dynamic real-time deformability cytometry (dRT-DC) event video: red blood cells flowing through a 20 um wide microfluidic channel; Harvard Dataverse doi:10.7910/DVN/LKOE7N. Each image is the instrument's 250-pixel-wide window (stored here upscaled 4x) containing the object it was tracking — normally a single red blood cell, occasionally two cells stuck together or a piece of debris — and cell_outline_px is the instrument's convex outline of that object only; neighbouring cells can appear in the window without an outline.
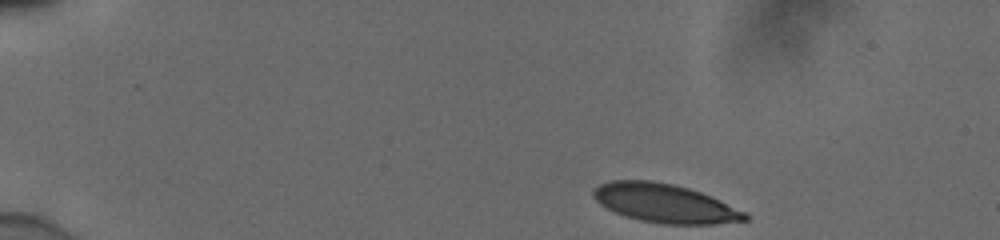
{"species": "human", "species_latin": "Homo sapiens", "temperature_condition": "cold", "stored_images_in_passage": 46, "camera_frame_rate_fps": 3000, "um_per_image_px": 0.085, "donor": {"sex": "male"}, "frame": {"image": 1, "passage_image": 1, "time_ms": 0.0, "image_size_px": [1000, 240], "cell_outline_px": [[748, 220], [716, 224], [664, 224], [640, 220], [624, 216], [600, 204], [592, 196], [592, 188], [608, 180], [652, 180], [672, 184], [688, 188], [712, 196], [744, 212], [748, 216]], "centroid_in_image_um": [56.47, 17.27], "position_along_channel_um": 28.5, "area_um2": 34.22}}
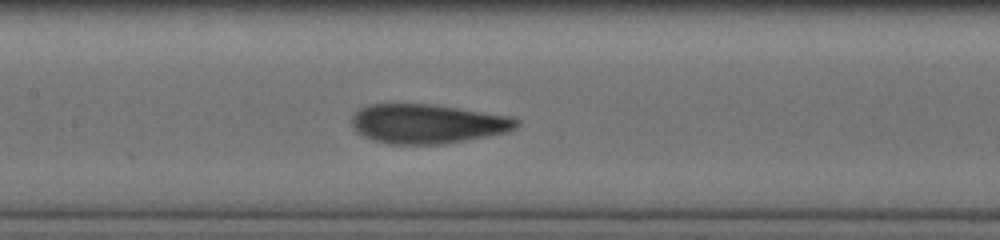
{"frame": {"image": 2, "passage_image": 20, "time_ms": 6.333, "image_size_px": [1000, 240], "cell_outline_px": [[520, 124], [516, 128], [508, 132], [488, 136], [444, 144], [388, 144], [372, 140], [356, 132], [352, 124], [352, 116], [360, 108], [372, 104], [428, 104], [512, 116], [520, 120]], "centroid_in_image_um": [36.36, 10.53], "position_along_channel_um": 171.0, "area_um2": 37.8}}
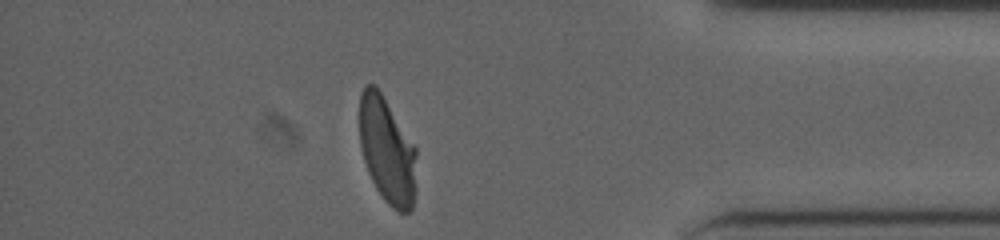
{"frame": {"image": 3, "passage_image": 40, "time_ms": 13.0, "image_size_px": [1000, 240], "cell_outline_px": [[416, 192], [412, 208], [408, 212], [400, 212], [392, 208], [384, 200], [376, 188], [368, 172], [364, 160], [360, 144], [360, 96], [364, 88], [368, 84], [372, 84], [380, 92], [416, 148]], "centroid_in_image_um": [32.92, 12.85], "position_along_channel_um": 402.3, "area_um2": 34.97}, "authors_computed_cell_mechanics": {"area_um2": 36.8186, "velocity_mm_per_s": 3.8471, "shape_relaxation_time_tau1_ms": 5.363, "shape_relaxation_time_tau2_ms": 0.7251, "deformation_change_tau1": 0.1971, "deformation_change_tau2": 0.0603}}